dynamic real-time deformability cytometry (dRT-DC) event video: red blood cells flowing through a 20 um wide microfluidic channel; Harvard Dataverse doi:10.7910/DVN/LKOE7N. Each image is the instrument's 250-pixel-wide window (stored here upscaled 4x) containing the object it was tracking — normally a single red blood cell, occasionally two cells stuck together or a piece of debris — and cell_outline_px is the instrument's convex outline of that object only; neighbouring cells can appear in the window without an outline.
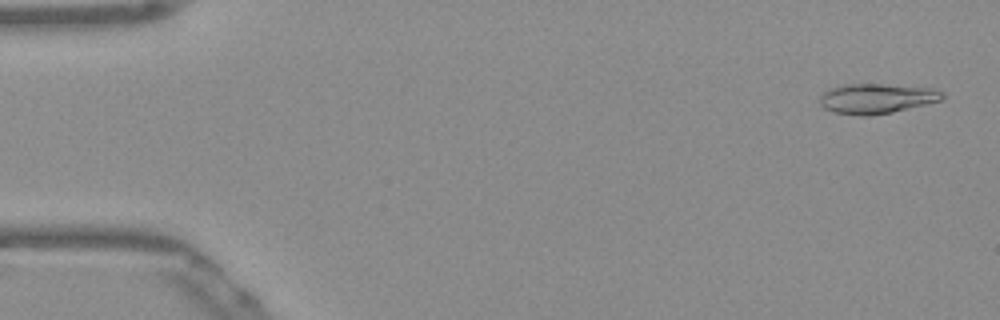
{"species": "Egyptian fruit bat (a non-hibernating species)", "species_latin": "Rousettus aegyptiacus", "temperature_condition": "warm", "stored_images_in_passage": 52, "camera_frame_rate_fps": 3000, "um_per_image_px": 0.085, "frame": {"image": 1, "passage_image": 2, "time_ms": 0.333, "image_size_px": [1000, 320], "cell_outline_px": [[944, 96], [940, 100], [892, 112], [872, 116], [860, 116], [832, 112], [824, 108], [820, 104], [820, 96], [828, 88], [844, 84], [880, 84], [932, 88], [944, 92]], "centroid_in_image_um": [74.45, 8.38], "position_along_channel_um": 10.5, "area_um2": 21.39}}
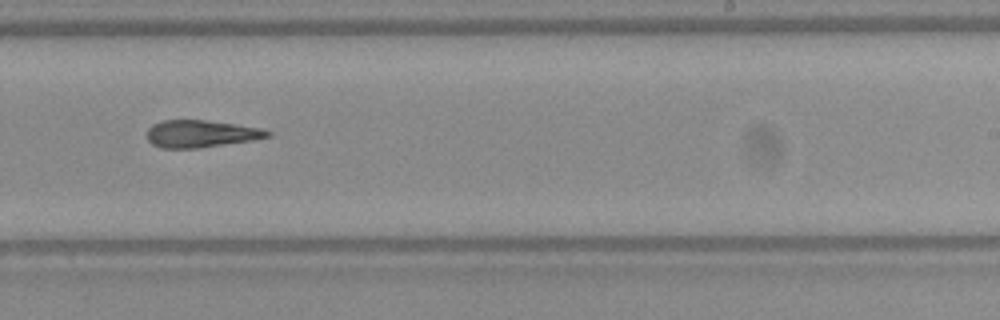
{"frame": {"image": 2, "passage_image": 32, "time_ms": 10.333, "image_size_px": [1000, 320], "cell_outline_px": [[272, 136], [252, 140], [200, 148], [160, 148], [152, 144], [148, 140], [148, 128], [152, 124], [164, 120], [204, 120], [268, 128], [272, 132]], "centroid_in_image_um": [17.14, 11.37], "position_along_channel_um": 271.9, "area_um2": 19.36}}
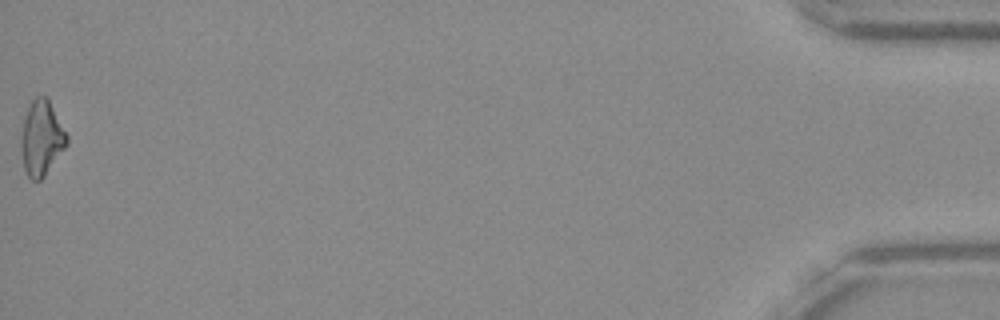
{"frame": {"image": 3, "passage_image": 52, "time_ms": 17.0, "image_size_px": [1000, 320], "cell_outline_px": [[68, 144], [44, 176], [40, 180], [32, 180], [28, 176], [24, 168], [20, 144], [20, 140], [24, 116], [32, 100], [36, 96], [48, 96], [68, 136]], "centroid_in_image_um": [3.53, 11.71], "position_along_channel_um": 431.7, "area_um2": 20.06}, "authors_computed_cell_mechanics": {"area_um2": 19.7965, "velocity_mm_per_s": 3.8984, "shape_relaxation_time_tau1_ms": null, "shape_relaxation_time_tau2_ms": 9.2255, "deformation_change_tau1": null, "deformation_change_tau2": 0.262}}